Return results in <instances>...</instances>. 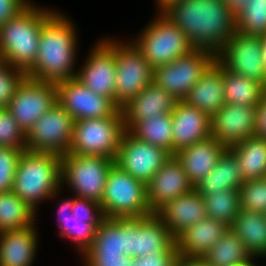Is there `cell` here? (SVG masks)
<instances>
[{
  "mask_svg": "<svg viewBox=\"0 0 266 266\" xmlns=\"http://www.w3.org/2000/svg\"><path fill=\"white\" fill-rule=\"evenodd\" d=\"M159 12L186 35L193 48L215 56L236 31L235 14L223 0H177Z\"/></svg>",
  "mask_w": 266,
  "mask_h": 266,
  "instance_id": "obj_1",
  "label": "cell"
},
{
  "mask_svg": "<svg viewBox=\"0 0 266 266\" xmlns=\"http://www.w3.org/2000/svg\"><path fill=\"white\" fill-rule=\"evenodd\" d=\"M69 20L54 11L43 23L36 63L27 77L54 83L76 77L73 65L78 40Z\"/></svg>",
  "mask_w": 266,
  "mask_h": 266,
  "instance_id": "obj_2",
  "label": "cell"
},
{
  "mask_svg": "<svg viewBox=\"0 0 266 266\" xmlns=\"http://www.w3.org/2000/svg\"><path fill=\"white\" fill-rule=\"evenodd\" d=\"M53 12L29 3L0 26V60L27 73L36 63L42 25Z\"/></svg>",
  "mask_w": 266,
  "mask_h": 266,
  "instance_id": "obj_3",
  "label": "cell"
},
{
  "mask_svg": "<svg viewBox=\"0 0 266 266\" xmlns=\"http://www.w3.org/2000/svg\"><path fill=\"white\" fill-rule=\"evenodd\" d=\"M61 157L52 153L23 150L12 191L37 211L42 200L57 196L61 187Z\"/></svg>",
  "mask_w": 266,
  "mask_h": 266,
  "instance_id": "obj_4",
  "label": "cell"
},
{
  "mask_svg": "<svg viewBox=\"0 0 266 266\" xmlns=\"http://www.w3.org/2000/svg\"><path fill=\"white\" fill-rule=\"evenodd\" d=\"M108 219L141 218L152 214L146 184L114 164L107 176L104 195L100 203Z\"/></svg>",
  "mask_w": 266,
  "mask_h": 266,
  "instance_id": "obj_5",
  "label": "cell"
},
{
  "mask_svg": "<svg viewBox=\"0 0 266 266\" xmlns=\"http://www.w3.org/2000/svg\"><path fill=\"white\" fill-rule=\"evenodd\" d=\"M125 130L121 109L109 117L75 121L68 153L115 160Z\"/></svg>",
  "mask_w": 266,
  "mask_h": 266,
  "instance_id": "obj_6",
  "label": "cell"
},
{
  "mask_svg": "<svg viewBox=\"0 0 266 266\" xmlns=\"http://www.w3.org/2000/svg\"><path fill=\"white\" fill-rule=\"evenodd\" d=\"M138 37L133 44L153 69L194 49L186 35L161 12Z\"/></svg>",
  "mask_w": 266,
  "mask_h": 266,
  "instance_id": "obj_7",
  "label": "cell"
},
{
  "mask_svg": "<svg viewBox=\"0 0 266 266\" xmlns=\"http://www.w3.org/2000/svg\"><path fill=\"white\" fill-rule=\"evenodd\" d=\"M114 164L115 160L108 157L64 154L61 156V182L71 187L76 197L100 204Z\"/></svg>",
  "mask_w": 266,
  "mask_h": 266,
  "instance_id": "obj_8",
  "label": "cell"
},
{
  "mask_svg": "<svg viewBox=\"0 0 266 266\" xmlns=\"http://www.w3.org/2000/svg\"><path fill=\"white\" fill-rule=\"evenodd\" d=\"M105 40L115 49V105L122 109L153 82L154 69L132 42Z\"/></svg>",
  "mask_w": 266,
  "mask_h": 266,
  "instance_id": "obj_9",
  "label": "cell"
},
{
  "mask_svg": "<svg viewBox=\"0 0 266 266\" xmlns=\"http://www.w3.org/2000/svg\"><path fill=\"white\" fill-rule=\"evenodd\" d=\"M114 220L125 230V255L132 259L161 252H178L176 239L155 213L141 218Z\"/></svg>",
  "mask_w": 266,
  "mask_h": 266,
  "instance_id": "obj_10",
  "label": "cell"
},
{
  "mask_svg": "<svg viewBox=\"0 0 266 266\" xmlns=\"http://www.w3.org/2000/svg\"><path fill=\"white\" fill-rule=\"evenodd\" d=\"M75 120L57 102L26 133V150L52 153L69 152Z\"/></svg>",
  "mask_w": 266,
  "mask_h": 266,
  "instance_id": "obj_11",
  "label": "cell"
},
{
  "mask_svg": "<svg viewBox=\"0 0 266 266\" xmlns=\"http://www.w3.org/2000/svg\"><path fill=\"white\" fill-rule=\"evenodd\" d=\"M216 56L203 49H192L171 63L154 69L153 82L177 100H183Z\"/></svg>",
  "mask_w": 266,
  "mask_h": 266,
  "instance_id": "obj_12",
  "label": "cell"
},
{
  "mask_svg": "<svg viewBox=\"0 0 266 266\" xmlns=\"http://www.w3.org/2000/svg\"><path fill=\"white\" fill-rule=\"evenodd\" d=\"M216 60L229 71L255 80L266 88L260 36L243 34L236 30L216 55Z\"/></svg>",
  "mask_w": 266,
  "mask_h": 266,
  "instance_id": "obj_13",
  "label": "cell"
},
{
  "mask_svg": "<svg viewBox=\"0 0 266 266\" xmlns=\"http://www.w3.org/2000/svg\"><path fill=\"white\" fill-rule=\"evenodd\" d=\"M55 104H57L56 83L38 81L26 76L19 84L8 109L27 133Z\"/></svg>",
  "mask_w": 266,
  "mask_h": 266,
  "instance_id": "obj_14",
  "label": "cell"
},
{
  "mask_svg": "<svg viewBox=\"0 0 266 266\" xmlns=\"http://www.w3.org/2000/svg\"><path fill=\"white\" fill-rule=\"evenodd\" d=\"M171 156L168 151L142 141L125 130L115 164L147 184Z\"/></svg>",
  "mask_w": 266,
  "mask_h": 266,
  "instance_id": "obj_15",
  "label": "cell"
},
{
  "mask_svg": "<svg viewBox=\"0 0 266 266\" xmlns=\"http://www.w3.org/2000/svg\"><path fill=\"white\" fill-rule=\"evenodd\" d=\"M57 102L75 120L105 118L119 108L108 97L88 89L75 77L56 83Z\"/></svg>",
  "mask_w": 266,
  "mask_h": 266,
  "instance_id": "obj_16",
  "label": "cell"
},
{
  "mask_svg": "<svg viewBox=\"0 0 266 266\" xmlns=\"http://www.w3.org/2000/svg\"><path fill=\"white\" fill-rule=\"evenodd\" d=\"M89 54L75 78L94 93L108 97L115 103V49L102 39Z\"/></svg>",
  "mask_w": 266,
  "mask_h": 266,
  "instance_id": "obj_17",
  "label": "cell"
},
{
  "mask_svg": "<svg viewBox=\"0 0 266 266\" xmlns=\"http://www.w3.org/2000/svg\"><path fill=\"white\" fill-rule=\"evenodd\" d=\"M255 106L225 103L211 117V136L226 148L254 136Z\"/></svg>",
  "mask_w": 266,
  "mask_h": 266,
  "instance_id": "obj_18",
  "label": "cell"
},
{
  "mask_svg": "<svg viewBox=\"0 0 266 266\" xmlns=\"http://www.w3.org/2000/svg\"><path fill=\"white\" fill-rule=\"evenodd\" d=\"M193 188L182 164L175 156H171L146 184L151 212L155 213L166 202L188 193Z\"/></svg>",
  "mask_w": 266,
  "mask_h": 266,
  "instance_id": "obj_19",
  "label": "cell"
},
{
  "mask_svg": "<svg viewBox=\"0 0 266 266\" xmlns=\"http://www.w3.org/2000/svg\"><path fill=\"white\" fill-rule=\"evenodd\" d=\"M171 115L172 156L180 149L211 136V118L185 101L178 100Z\"/></svg>",
  "mask_w": 266,
  "mask_h": 266,
  "instance_id": "obj_20",
  "label": "cell"
},
{
  "mask_svg": "<svg viewBox=\"0 0 266 266\" xmlns=\"http://www.w3.org/2000/svg\"><path fill=\"white\" fill-rule=\"evenodd\" d=\"M155 214L163 221L175 239L184 230L208 217L204 197L194 188L166 202Z\"/></svg>",
  "mask_w": 266,
  "mask_h": 266,
  "instance_id": "obj_21",
  "label": "cell"
},
{
  "mask_svg": "<svg viewBox=\"0 0 266 266\" xmlns=\"http://www.w3.org/2000/svg\"><path fill=\"white\" fill-rule=\"evenodd\" d=\"M224 222L206 217L176 238L180 259L199 260L228 230Z\"/></svg>",
  "mask_w": 266,
  "mask_h": 266,
  "instance_id": "obj_22",
  "label": "cell"
},
{
  "mask_svg": "<svg viewBox=\"0 0 266 266\" xmlns=\"http://www.w3.org/2000/svg\"><path fill=\"white\" fill-rule=\"evenodd\" d=\"M226 148L212 136L194 145L184 147L174 156L182 164L189 182L195 187L207 177Z\"/></svg>",
  "mask_w": 266,
  "mask_h": 266,
  "instance_id": "obj_23",
  "label": "cell"
},
{
  "mask_svg": "<svg viewBox=\"0 0 266 266\" xmlns=\"http://www.w3.org/2000/svg\"><path fill=\"white\" fill-rule=\"evenodd\" d=\"M210 118L225 104L223 66L215 60L183 99Z\"/></svg>",
  "mask_w": 266,
  "mask_h": 266,
  "instance_id": "obj_24",
  "label": "cell"
},
{
  "mask_svg": "<svg viewBox=\"0 0 266 266\" xmlns=\"http://www.w3.org/2000/svg\"><path fill=\"white\" fill-rule=\"evenodd\" d=\"M177 101L169 92L152 82L121 109L124 123H138L163 113H172Z\"/></svg>",
  "mask_w": 266,
  "mask_h": 266,
  "instance_id": "obj_25",
  "label": "cell"
},
{
  "mask_svg": "<svg viewBox=\"0 0 266 266\" xmlns=\"http://www.w3.org/2000/svg\"><path fill=\"white\" fill-rule=\"evenodd\" d=\"M37 237L35 225L0 232V266H32Z\"/></svg>",
  "mask_w": 266,
  "mask_h": 266,
  "instance_id": "obj_26",
  "label": "cell"
},
{
  "mask_svg": "<svg viewBox=\"0 0 266 266\" xmlns=\"http://www.w3.org/2000/svg\"><path fill=\"white\" fill-rule=\"evenodd\" d=\"M254 259L266 256V214L240 209L229 227Z\"/></svg>",
  "mask_w": 266,
  "mask_h": 266,
  "instance_id": "obj_27",
  "label": "cell"
},
{
  "mask_svg": "<svg viewBox=\"0 0 266 266\" xmlns=\"http://www.w3.org/2000/svg\"><path fill=\"white\" fill-rule=\"evenodd\" d=\"M244 182L237 158L226 149L208 176L197 183L194 189L204 197L222 190H238Z\"/></svg>",
  "mask_w": 266,
  "mask_h": 266,
  "instance_id": "obj_28",
  "label": "cell"
},
{
  "mask_svg": "<svg viewBox=\"0 0 266 266\" xmlns=\"http://www.w3.org/2000/svg\"><path fill=\"white\" fill-rule=\"evenodd\" d=\"M228 150L237 158L244 180L266 177V140L252 136Z\"/></svg>",
  "mask_w": 266,
  "mask_h": 266,
  "instance_id": "obj_29",
  "label": "cell"
},
{
  "mask_svg": "<svg viewBox=\"0 0 266 266\" xmlns=\"http://www.w3.org/2000/svg\"><path fill=\"white\" fill-rule=\"evenodd\" d=\"M199 260L206 266H243L253 259L243 242L229 229Z\"/></svg>",
  "mask_w": 266,
  "mask_h": 266,
  "instance_id": "obj_30",
  "label": "cell"
},
{
  "mask_svg": "<svg viewBox=\"0 0 266 266\" xmlns=\"http://www.w3.org/2000/svg\"><path fill=\"white\" fill-rule=\"evenodd\" d=\"M125 129L134 137L168 151L172 155L173 128L171 113L142 120L138 123H125Z\"/></svg>",
  "mask_w": 266,
  "mask_h": 266,
  "instance_id": "obj_31",
  "label": "cell"
},
{
  "mask_svg": "<svg viewBox=\"0 0 266 266\" xmlns=\"http://www.w3.org/2000/svg\"><path fill=\"white\" fill-rule=\"evenodd\" d=\"M225 103L256 106L266 95V88L255 80L223 67Z\"/></svg>",
  "mask_w": 266,
  "mask_h": 266,
  "instance_id": "obj_32",
  "label": "cell"
},
{
  "mask_svg": "<svg viewBox=\"0 0 266 266\" xmlns=\"http://www.w3.org/2000/svg\"><path fill=\"white\" fill-rule=\"evenodd\" d=\"M74 197L70 200H64L58 209V221L61 237H69L79 248L81 254H84L93 244L96 236V229L99 226H92L84 222V219L75 218L72 215V206ZM62 215V216H61Z\"/></svg>",
  "mask_w": 266,
  "mask_h": 266,
  "instance_id": "obj_33",
  "label": "cell"
},
{
  "mask_svg": "<svg viewBox=\"0 0 266 266\" xmlns=\"http://www.w3.org/2000/svg\"><path fill=\"white\" fill-rule=\"evenodd\" d=\"M35 212L12 190L0 192V232L31 227L35 224Z\"/></svg>",
  "mask_w": 266,
  "mask_h": 266,
  "instance_id": "obj_34",
  "label": "cell"
},
{
  "mask_svg": "<svg viewBox=\"0 0 266 266\" xmlns=\"http://www.w3.org/2000/svg\"><path fill=\"white\" fill-rule=\"evenodd\" d=\"M204 201L208 217L220 220L229 227L240 211L239 191L236 189L207 194Z\"/></svg>",
  "mask_w": 266,
  "mask_h": 266,
  "instance_id": "obj_35",
  "label": "cell"
},
{
  "mask_svg": "<svg viewBox=\"0 0 266 266\" xmlns=\"http://www.w3.org/2000/svg\"><path fill=\"white\" fill-rule=\"evenodd\" d=\"M87 251L125 254V230L114 219L105 218L96 229L93 244Z\"/></svg>",
  "mask_w": 266,
  "mask_h": 266,
  "instance_id": "obj_36",
  "label": "cell"
},
{
  "mask_svg": "<svg viewBox=\"0 0 266 266\" xmlns=\"http://www.w3.org/2000/svg\"><path fill=\"white\" fill-rule=\"evenodd\" d=\"M236 30L248 35L266 34V0H249L235 15Z\"/></svg>",
  "mask_w": 266,
  "mask_h": 266,
  "instance_id": "obj_37",
  "label": "cell"
},
{
  "mask_svg": "<svg viewBox=\"0 0 266 266\" xmlns=\"http://www.w3.org/2000/svg\"><path fill=\"white\" fill-rule=\"evenodd\" d=\"M238 191L240 209L266 213V177L245 180Z\"/></svg>",
  "mask_w": 266,
  "mask_h": 266,
  "instance_id": "obj_38",
  "label": "cell"
},
{
  "mask_svg": "<svg viewBox=\"0 0 266 266\" xmlns=\"http://www.w3.org/2000/svg\"><path fill=\"white\" fill-rule=\"evenodd\" d=\"M0 147L26 148V133L8 108H0Z\"/></svg>",
  "mask_w": 266,
  "mask_h": 266,
  "instance_id": "obj_39",
  "label": "cell"
},
{
  "mask_svg": "<svg viewBox=\"0 0 266 266\" xmlns=\"http://www.w3.org/2000/svg\"><path fill=\"white\" fill-rule=\"evenodd\" d=\"M26 76L24 71L0 60V108H8L19 84Z\"/></svg>",
  "mask_w": 266,
  "mask_h": 266,
  "instance_id": "obj_40",
  "label": "cell"
},
{
  "mask_svg": "<svg viewBox=\"0 0 266 266\" xmlns=\"http://www.w3.org/2000/svg\"><path fill=\"white\" fill-rule=\"evenodd\" d=\"M26 148L0 147V192L12 190L21 153Z\"/></svg>",
  "mask_w": 266,
  "mask_h": 266,
  "instance_id": "obj_41",
  "label": "cell"
},
{
  "mask_svg": "<svg viewBox=\"0 0 266 266\" xmlns=\"http://www.w3.org/2000/svg\"><path fill=\"white\" fill-rule=\"evenodd\" d=\"M72 215L75 218L84 219V222L92 226H99L105 219L99 203L84 198H74Z\"/></svg>",
  "mask_w": 266,
  "mask_h": 266,
  "instance_id": "obj_42",
  "label": "cell"
},
{
  "mask_svg": "<svg viewBox=\"0 0 266 266\" xmlns=\"http://www.w3.org/2000/svg\"><path fill=\"white\" fill-rule=\"evenodd\" d=\"M83 258L86 266H130L132 262L128 255L103 251H86Z\"/></svg>",
  "mask_w": 266,
  "mask_h": 266,
  "instance_id": "obj_43",
  "label": "cell"
},
{
  "mask_svg": "<svg viewBox=\"0 0 266 266\" xmlns=\"http://www.w3.org/2000/svg\"><path fill=\"white\" fill-rule=\"evenodd\" d=\"M28 0H0V26L23 10Z\"/></svg>",
  "mask_w": 266,
  "mask_h": 266,
  "instance_id": "obj_44",
  "label": "cell"
},
{
  "mask_svg": "<svg viewBox=\"0 0 266 266\" xmlns=\"http://www.w3.org/2000/svg\"><path fill=\"white\" fill-rule=\"evenodd\" d=\"M180 260L178 252H161L145 256V266H178Z\"/></svg>",
  "mask_w": 266,
  "mask_h": 266,
  "instance_id": "obj_45",
  "label": "cell"
},
{
  "mask_svg": "<svg viewBox=\"0 0 266 266\" xmlns=\"http://www.w3.org/2000/svg\"><path fill=\"white\" fill-rule=\"evenodd\" d=\"M255 116L254 136L266 140V95L255 106Z\"/></svg>",
  "mask_w": 266,
  "mask_h": 266,
  "instance_id": "obj_46",
  "label": "cell"
},
{
  "mask_svg": "<svg viewBox=\"0 0 266 266\" xmlns=\"http://www.w3.org/2000/svg\"><path fill=\"white\" fill-rule=\"evenodd\" d=\"M230 10L236 15L249 0H223Z\"/></svg>",
  "mask_w": 266,
  "mask_h": 266,
  "instance_id": "obj_47",
  "label": "cell"
},
{
  "mask_svg": "<svg viewBox=\"0 0 266 266\" xmlns=\"http://www.w3.org/2000/svg\"><path fill=\"white\" fill-rule=\"evenodd\" d=\"M178 266H206L201 260H183L181 259Z\"/></svg>",
  "mask_w": 266,
  "mask_h": 266,
  "instance_id": "obj_48",
  "label": "cell"
},
{
  "mask_svg": "<svg viewBox=\"0 0 266 266\" xmlns=\"http://www.w3.org/2000/svg\"><path fill=\"white\" fill-rule=\"evenodd\" d=\"M262 41V61L266 70V34L260 36Z\"/></svg>",
  "mask_w": 266,
  "mask_h": 266,
  "instance_id": "obj_49",
  "label": "cell"
},
{
  "mask_svg": "<svg viewBox=\"0 0 266 266\" xmlns=\"http://www.w3.org/2000/svg\"><path fill=\"white\" fill-rule=\"evenodd\" d=\"M130 266H145V256H139L135 259H132Z\"/></svg>",
  "mask_w": 266,
  "mask_h": 266,
  "instance_id": "obj_50",
  "label": "cell"
},
{
  "mask_svg": "<svg viewBox=\"0 0 266 266\" xmlns=\"http://www.w3.org/2000/svg\"><path fill=\"white\" fill-rule=\"evenodd\" d=\"M158 4V8L161 11L163 8H165L168 4L177 1V0H156Z\"/></svg>",
  "mask_w": 266,
  "mask_h": 266,
  "instance_id": "obj_51",
  "label": "cell"
},
{
  "mask_svg": "<svg viewBox=\"0 0 266 266\" xmlns=\"http://www.w3.org/2000/svg\"><path fill=\"white\" fill-rule=\"evenodd\" d=\"M243 266H256V265H255L254 261L252 262V260H251L249 263H247Z\"/></svg>",
  "mask_w": 266,
  "mask_h": 266,
  "instance_id": "obj_52",
  "label": "cell"
}]
</instances>
